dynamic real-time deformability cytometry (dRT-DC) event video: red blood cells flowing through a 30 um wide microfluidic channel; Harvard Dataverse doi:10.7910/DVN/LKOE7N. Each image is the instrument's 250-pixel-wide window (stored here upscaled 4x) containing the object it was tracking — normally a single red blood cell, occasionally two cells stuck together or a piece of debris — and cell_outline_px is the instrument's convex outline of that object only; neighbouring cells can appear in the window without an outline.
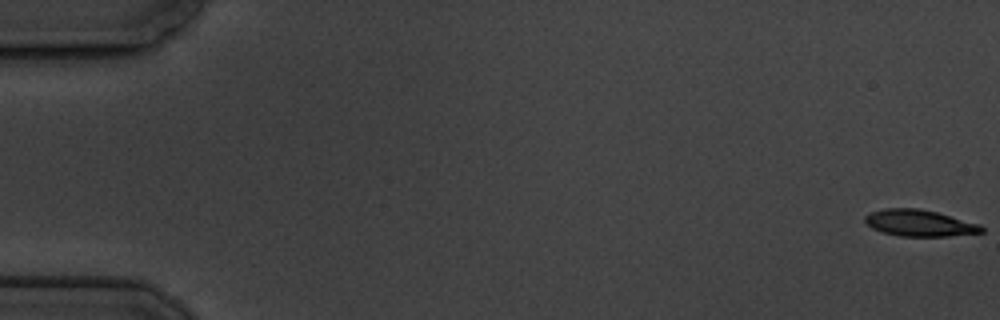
{"species": "common noctule bat (a hibernating species)", "species_latin": "Nyctalus noctula", "temperature_condition": "cold", "stored_images_in_passage": 7, "camera_frame_rate_fps": 3000, "um_per_image_px": 0.085, "animal": {"sex": "male", "body_mass_g": 19.5, "forearm_length_mm": 54.6}, "frame": {"image": 1, "passage_image": 1, "time_ms": 0.0, "image_size_px": [1000, 320], "cell_outline_px": [[984, 232], [948, 236], [900, 236], [884, 232], [872, 228], [864, 220], [864, 216], [872, 212], [884, 208], [920, 208], [936, 212], [980, 224], [984, 228]], "centroid_in_image_um": [78.16, 18.95], "position_along_channel_um": 6.8, "area_um2": 17.86}}
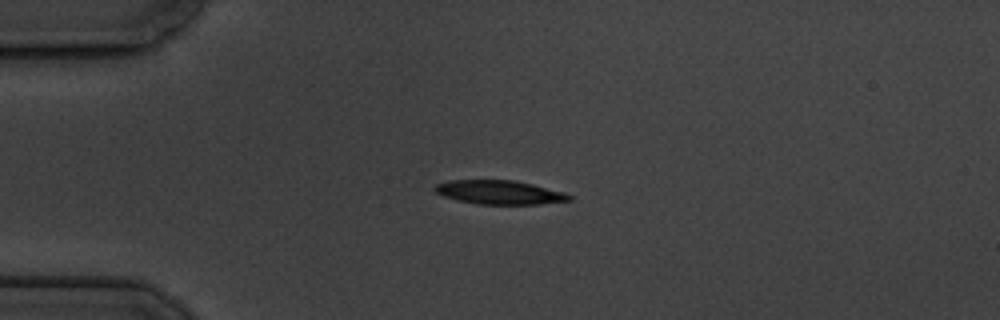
{"frame": {"image": 2, "passage_image": 5, "time_ms": 4.667, "image_size_px": [1000, 320], "cell_outline_px": [[572, 200], [540, 204], [476, 204], [456, 200], [444, 196], [436, 192], [432, 188], [436, 184], [448, 180], [512, 180], [532, 184], [564, 192], [572, 196]], "centroid_in_image_um": [42.43, 16.35], "position_along_channel_um": 42.6, "area_um2": 18.73}}